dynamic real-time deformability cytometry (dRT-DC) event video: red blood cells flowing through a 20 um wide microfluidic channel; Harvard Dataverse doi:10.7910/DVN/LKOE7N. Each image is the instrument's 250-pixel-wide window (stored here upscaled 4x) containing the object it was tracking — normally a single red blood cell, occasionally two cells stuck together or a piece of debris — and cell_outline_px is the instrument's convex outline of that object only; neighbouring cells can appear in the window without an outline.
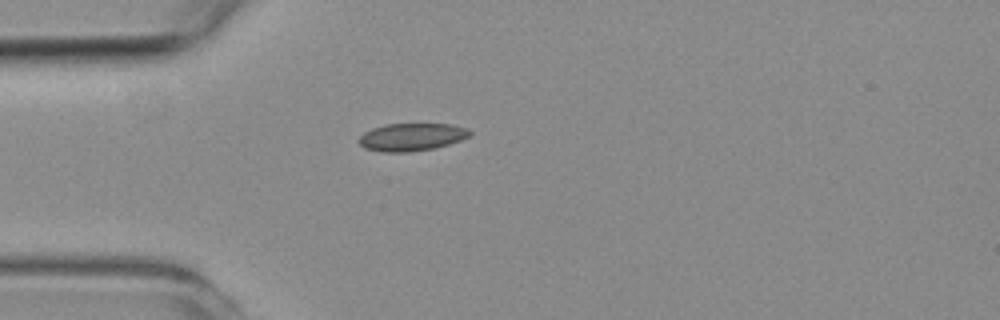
{"species": "common noctule bat (a hibernating species)", "species_latin": "Nyctalus noctula", "temperature_condition": "room temperature", "stored_images_in_passage": 40, "camera_frame_rate_fps": 3000, "um_per_image_px": 0.085, "animal": {"sex": "female", "body_mass_g": 19.3, "forearm_length_mm": 54.1}, "frame": {"image": 1, "passage_image": 1, "time_ms": 0.0, "image_size_px": [1000, 320], "cell_outline_px": [[472, 132], [468, 136], [460, 140], [448, 144], [432, 148], [408, 152], [380, 152], [364, 148], [356, 140], [364, 132], [372, 128], [384, 124], [452, 124], [468, 128]], "centroid_in_image_um": [34.94, 11.64], "position_along_channel_um": 50.1, "area_um2": 17.92}}
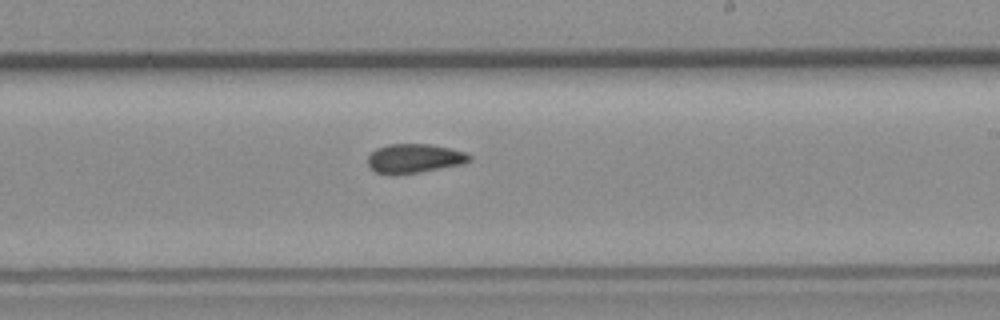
{"frame": {"image": 2, "passage_image": 18, "time_ms": 5.667, "image_size_px": [1000, 320], "cell_outline_px": [[472, 160], [464, 164], [420, 172], [376, 172], [368, 164], [368, 156], [376, 148], [388, 144], [428, 144], [468, 152], [472, 156]], "centroid_in_image_um": [35.3, 13.43], "position_along_channel_um": 253.7, "area_um2": 16.88}}
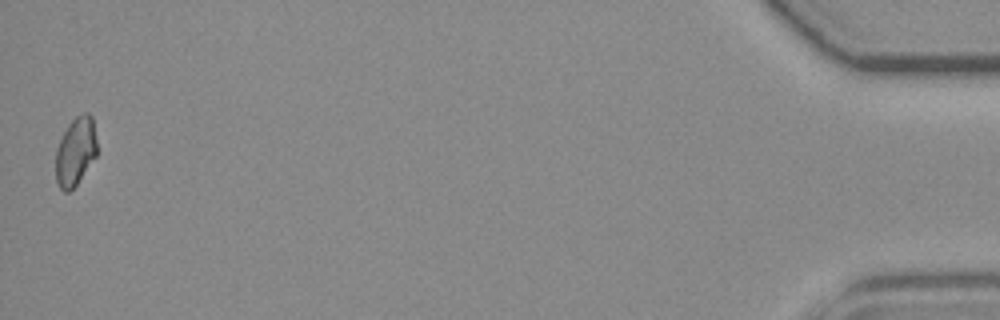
{"frame": {"image": 3, "passage_image": 40, "time_ms": 13.0, "image_size_px": [1000, 320], "cell_outline_px": [[96, 156], [76, 184], [68, 192], [64, 192], [60, 188], [56, 180], [56, 148], [68, 124], [80, 112], [88, 112], [92, 116], [96, 140]], "centroid_in_image_um": [6.41, 12.84], "position_along_channel_um": 428.8, "area_um2": 16.3}, "authors_computed_cell_mechanics": {"area_um2": 17.1666, "velocity_mm_per_s": 3.7683, "shape_relaxation_time_tau1_ms": 6.2687, "shape_relaxation_time_tau2_ms": 2.2306, "deformation_change_tau1": 0.1093, "deformation_change_tau2": 0.0729}}